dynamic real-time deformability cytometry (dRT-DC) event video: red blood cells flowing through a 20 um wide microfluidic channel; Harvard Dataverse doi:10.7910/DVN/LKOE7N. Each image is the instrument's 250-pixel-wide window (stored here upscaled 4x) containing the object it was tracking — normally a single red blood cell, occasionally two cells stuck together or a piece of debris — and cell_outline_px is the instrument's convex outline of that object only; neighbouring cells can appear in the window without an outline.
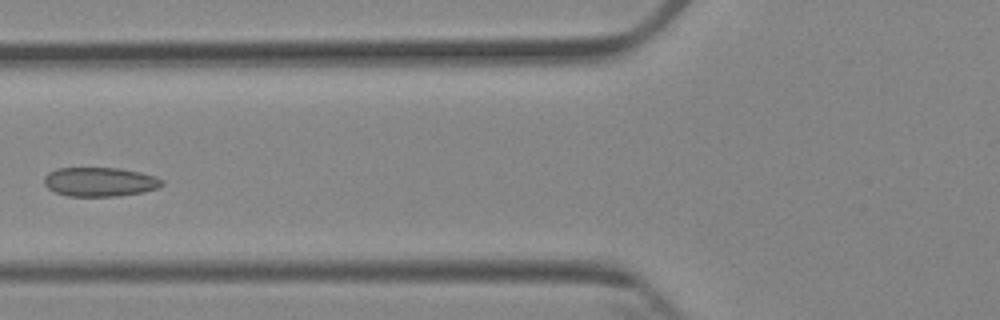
{"species": "Egyptian fruit bat (a non-hibernating species)", "species_latin": "Rousettus aegyptiacus", "temperature_condition": "cold", "stored_images_in_passage": 7, "camera_frame_rate_fps": 3000, "um_per_image_px": 0.085, "animal": {"sex": "female"}, "frame": {"image": 1, "passage_image": 7, "time_ms": 7.0, "image_size_px": [1000, 320], "cell_outline_px": [[164, 184], [156, 188], [144, 192], [116, 196], [68, 196], [56, 192], [48, 188], [44, 184], [44, 176], [48, 172], [56, 168], [120, 168], [140, 172], [156, 176], [164, 180]], "centroid_in_image_um": [8.49, 15.45], "position_along_channel_um": 117.3, "area_um2": 20.11}}